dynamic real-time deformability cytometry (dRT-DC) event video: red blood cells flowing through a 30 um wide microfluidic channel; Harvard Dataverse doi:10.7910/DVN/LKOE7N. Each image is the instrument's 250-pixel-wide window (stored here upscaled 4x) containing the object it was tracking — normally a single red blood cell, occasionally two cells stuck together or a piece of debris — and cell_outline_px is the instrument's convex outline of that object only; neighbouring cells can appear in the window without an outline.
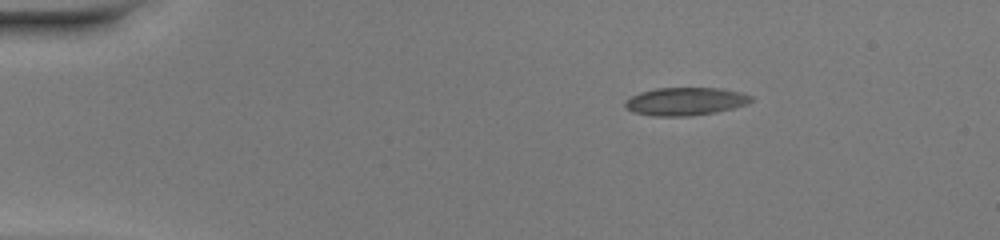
{"species": "common noctule bat (a hibernating species)", "species_latin": "Nyctalus noctula", "temperature_condition": "warm", "stored_images_in_passage": 42, "camera_frame_rate_fps": 3000, "um_per_image_px": 0.085, "animal": {"sex": "female", "body_mass_g": 20.0, "forearm_length_mm": 54.0}, "frame": {"image": 1, "passage_image": 1, "time_ms": 0.0, "image_size_px": [1000, 240], "cell_outline_px": [[752, 100], [748, 104], [716, 112], [688, 116], [652, 116], [632, 112], [624, 108], [624, 104], [632, 96], [640, 92], [656, 88], [720, 88], [740, 92], [752, 96]], "centroid_in_image_um": [58.24, 8.62], "position_along_channel_um": 26.8, "area_um2": 20.52}}
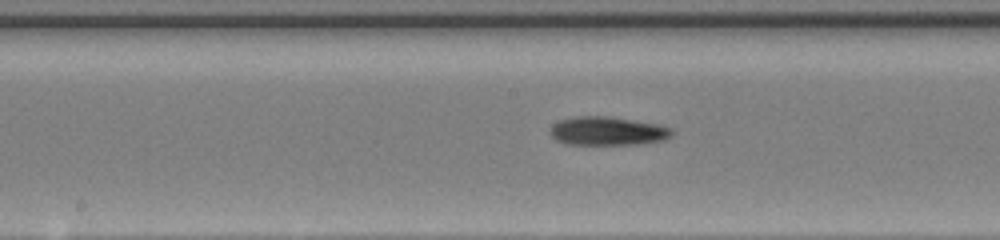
{"frame": {"image": 2, "passage_image": 19, "time_ms": 6.0, "image_size_px": [1000, 240], "cell_outline_px": [[672, 136], [664, 140], [640, 144], [564, 144], [556, 140], [548, 132], [552, 124], [560, 120], [576, 116], [608, 116], [656, 124], [672, 128]], "centroid_in_image_um": [51.61, 11.14], "position_along_channel_um": 196.6, "area_um2": 20.35}}
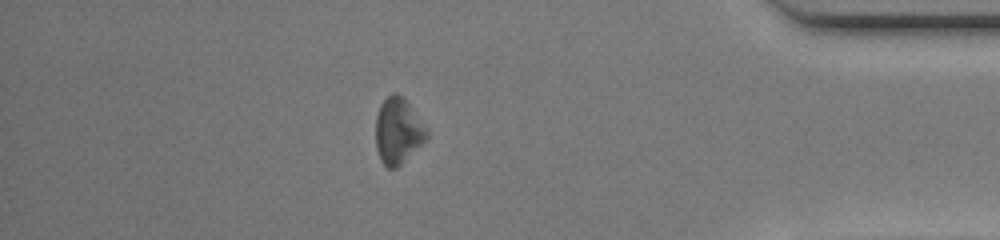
{"frame": {"image": 3, "passage_image": 36, "time_ms": 11.667, "image_size_px": [1000, 240], "cell_outline_px": [[428, 136], [396, 168], [388, 168], [380, 160], [376, 148], [376, 116], [380, 104], [392, 92], [396, 92], [408, 104], [428, 128]], "centroid_in_image_um": [33.8, 11.12], "position_along_channel_um": 401.4, "area_um2": 19.19}, "authors_computed_cell_mechanics": {"area_um2": 20.1722, "velocity_mm_per_s": 4.2041, "shape_relaxation_time_tau1_ms": 5.7932, "shape_relaxation_time_tau2_ms": null, "deformation_change_tau1": 0.1551, "deformation_change_tau2": null}}